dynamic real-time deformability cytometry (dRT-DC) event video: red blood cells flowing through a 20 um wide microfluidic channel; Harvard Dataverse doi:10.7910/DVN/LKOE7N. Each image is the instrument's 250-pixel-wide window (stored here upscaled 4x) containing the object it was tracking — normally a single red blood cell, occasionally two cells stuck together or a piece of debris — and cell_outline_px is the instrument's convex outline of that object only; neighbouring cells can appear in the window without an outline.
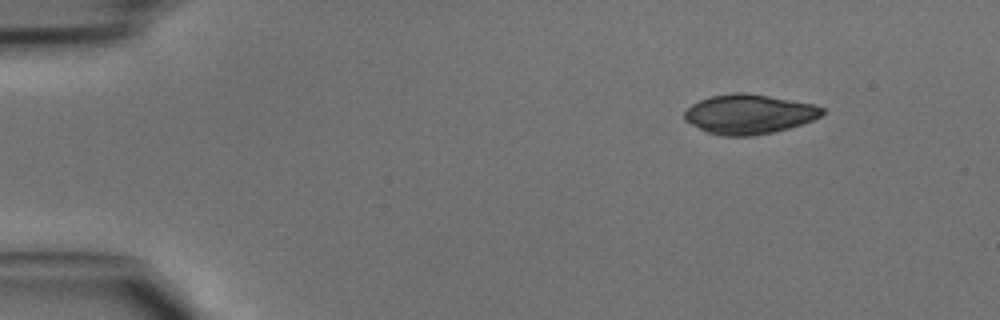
{"species": "common noctule bat (a hibernating species)", "species_latin": "Nyctalus noctula", "temperature_condition": "cold", "stored_images_in_passage": 41, "camera_frame_rate_fps": 3000, "um_per_image_px": 0.085, "animal": {"sex": "male", "body_mass_g": 15.6}, "frame": {"image": 1, "passage_image": 1, "time_ms": 0.0, "image_size_px": [1000, 320], "cell_outline_px": [[824, 112], [820, 116], [812, 120], [788, 128], [772, 132], [752, 136], [720, 136], [708, 132], [684, 120], [684, 112], [692, 104], [700, 100], [712, 96], [732, 92], [748, 92], [816, 104], [824, 108]], "centroid_in_image_um": [63.67, 9.69], "position_along_channel_um": 21.3, "area_um2": 31.79}}
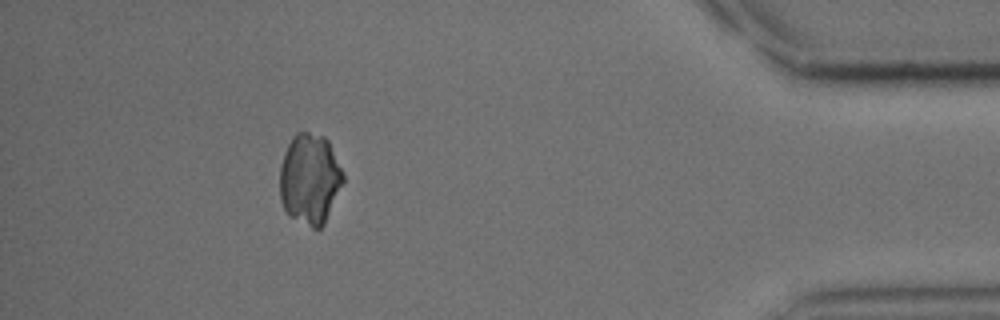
{"frame": {"image": 2, "passage_image": 37, "time_ms": 12.0, "image_size_px": [1000, 320], "cell_outline_px": [[344, 180], [324, 224], [320, 228], [312, 228], [288, 216], [280, 200], [280, 168], [284, 152], [292, 136], [296, 132], [308, 132], [324, 136], [328, 140], [344, 176]], "centroid_in_image_um": [26.31, 15.21], "position_along_channel_um": 408.9, "area_um2": 33.41}}